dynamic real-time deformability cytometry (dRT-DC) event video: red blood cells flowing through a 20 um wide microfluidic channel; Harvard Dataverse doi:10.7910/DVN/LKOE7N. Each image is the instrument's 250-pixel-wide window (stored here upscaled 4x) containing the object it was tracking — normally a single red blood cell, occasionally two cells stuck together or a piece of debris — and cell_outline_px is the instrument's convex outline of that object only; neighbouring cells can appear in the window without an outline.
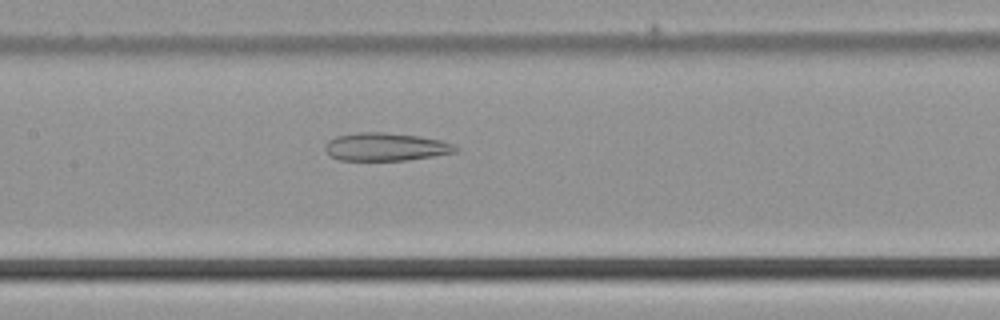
{"species": "common noctule bat (a hibernating species)", "species_latin": "Nyctalus noctula", "temperature_condition": "cold", "stored_images_in_passage": 44, "camera_frame_rate_fps": 3000, "um_per_image_px": 0.085, "animal": {"sex": "male", "body_mass_g": 21.5, "forearm_length_mm": 52.0}, "frame": {"image": 1, "passage_image": 18, "time_ms": 5.667, "image_size_px": [1000, 320], "cell_outline_px": [[460, 148], [456, 152], [408, 160], [340, 160], [328, 156], [324, 148], [324, 144], [328, 140], [336, 136], [356, 132], [384, 132], [420, 136], [440, 140], [456, 144]], "centroid_in_image_um": [32.77, 12.47], "position_along_channel_um": 174.6, "area_um2": 21.56}}
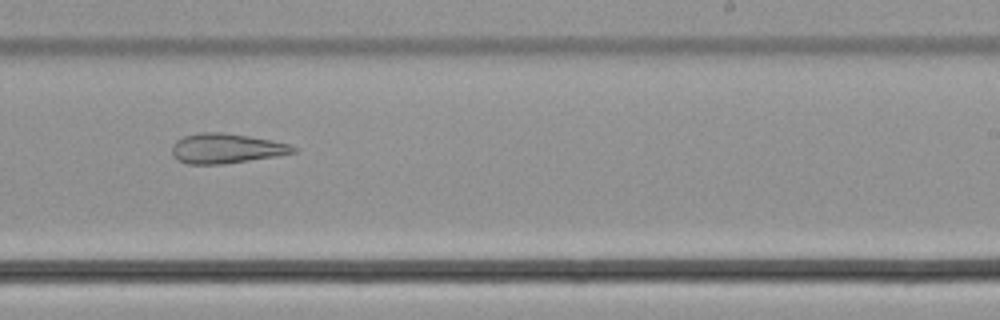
{"frame": {"image": 2, "passage_image": 25, "time_ms": 8.0, "image_size_px": [1000, 320], "cell_outline_px": [[296, 152], [276, 156], [220, 164], [188, 164], [176, 160], [172, 156], [172, 144], [176, 140], [184, 136], [200, 132], [220, 132], [248, 136], [272, 140], [288, 144], [296, 148]], "centroid_in_image_um": [19.17, 12.61], "position_along_channel_um": 269.8, "area_um2": 20.98}}
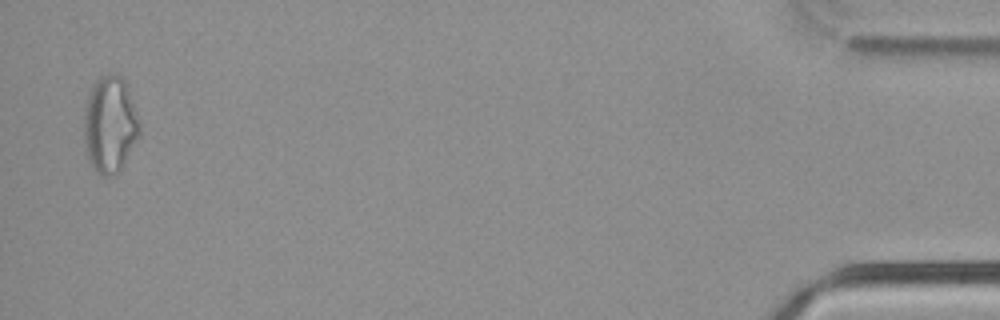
{"frame": {"image": 3, "passage_image": 43, "time_ms": 14.0, "image_size_px": [1000, 320], "cell_outline_px": [[140, 136], [120, 168], [112, 176], [104, 176], [96, 172], [92, 168], [88, 160], [84, 136], [84, 112], [88, 96], [92, 84], [100, 76], [108, 72], [120, 76], [128, 84], [140, 132]], "centroid_in_image_um": [9.32, 10.56], "position_along_channel_um": 425.9, "area_um2": 31.15}}